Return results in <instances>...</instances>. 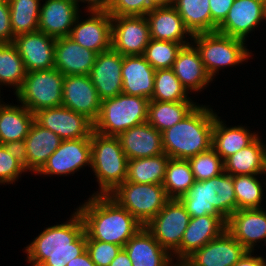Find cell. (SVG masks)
<instances>
[{"instance_id":"1","label":"cell","mask_w":266,"mask_h":266,"mask_svg":"<svg viewBox=\"0 0 266 266\" xmlns=\"http://www.w3.org/2000/svg\"><path fill=\"white\" fill-rule=\"evenodd\" d=\"M84 222L86 239L124 247L143 225L109 195L92 194L77 209Z\"/></svg>"},{"instance_id":"2","label":"cell","mask_w":266,"mask_h":266,"mask_svg":"<svg viewBox=\"0 0 266 266\" xmlns=\"http://www.w3.org/2000/svg\"><path fill=\"white\" fill-rule=\"evenodd\" d=\"M86 251V232L76 210L66 223L47 227L25 248L32 266H67Z\"/></svg>"},{"instance_id":"3","label":"cell","mask_w":266,"mask_h":266,"mask_svg":"<svg viewBox=\"0 0 266 266\" xmlns=\"http://www.w3.org/2000/svg\"><path fill=\"white\" fill-rule=\"evenodd\" d=\"M216 112L197 105L180 122L162 132L163 151L170 158L187 160L212 147Z\"/></svg>"},{"instance_id":"4","label":"cell","mask_w":266,"mask_h":266,"mask_svg":"<svg viewBox=\"0 0 266 266\" xmlns=\"http://www.w3.org/2000/svg\"><path fill=\"white\" fill-rule=\"evenodd\" d=\"M191 218L212 215L227 220L237 211L233 176L221 173L193 186L178 199Z\"/></svg>"},{"instance_id":"5","label":"cell","mask_w":266,"mask_h":266,"mask_svg":"<svg viewBox=\"0 0 266 266\" xmlns=\"http://www.w3.org/2000/svg\"><path fill=\"white\" fill-rule=\"evenodd\" d=\"M128 158L117 136L91 134V168L95 173L99 191L93 194L108 195L125 182Z\"/></svg>"},{"instance_id":"6","label":"cell","mask_w":266,"mask_h":266,"mask_svg":"<svg viewBox=\"0 0 266 266\" xmlns=\"http://www.w3.org/2000/svg\"><path fill=\"white\" fill-rule=\"evenodd\" d=\"M149 99L126 94L104 99L100 113L94 122V131L106 136L120 133L146 123L148 120Z\"/></svg>"},{"instance_id":"7","label":"cell","mask_w":266,"mask_h":266,"mask_svg":"<svg viewBox=\"0 0 266 266\" xmlns=\"http://www.w3.org/2000/svg\"><path fill=\"white\" fill-rule=\"evenodd\" d=\"M198 50L208 75L214 79L219 69L239 65L252 55L245 41L219 32L194 34L190 41ZM196 44V45H195ZM223 67V68H222Z\"/></svg>"},{"instance_id":"8","label":"cell","mask_w":266,"mask_h":266,"mask_svg":"<svg viewBox=\"0 0 266 266\" xmlns=\"http://www.w3.org/2000/svg\"><path fill=\"white\" fill-rule=\"evenodd\" d=\"M108 195L144 227L170 200L161 184H139L128 181L119 184Z\"/></svg>"},{"instance_id":"9","label":"cell","mask_w":266,"mask_h":266,"mask_svg":"<svg viewBox=\"0 0 266 266\" xmlns=\"http://www.w3.org/2000/svg\"><path fill=\"white\" fill-rule=\"evenodd\" d=\"M64 77L55 67L27 72L16 98L33 114L41 109L61 106Z\"/></svg>"},{"instance_id":"10","label":"cell","mask_w":266,"mask_h":266,"mask_svg":"<svg viewBox=\"0 0 266 266\" xmlns=\"http://www.w3.org/2000/svg\"><path fill=\"white\" fill-rule=\"evenodd\" d=\"M190 219L191 216L182 203L177 199H170L145 228L172 255L180 247Z\"/></svg>"},{"instance_id":"11","label":"cell","mask_w":266,"mask_h":266,"mask_svg":"<svg viewBox=\"0 0 266 266\" xmlns=\"http://www.w3.org/2000/svg\"><path fill=\"white\" fill-rule=\"evenodd\" d=\"M34 121L62 140L91 138L94 123L86 116L61 105L34 113Z\"/></svg>"},{"instance_id":"12","label":"cell","mask_w":266,"mask_h":266,"mask_svg":"<svg viewBox=\"0 0 266 266\" xmlns=\"http://www.w3.org/2000/svg\"><path fill=\"white\" fill-rule=\"evenodd\" d=\"M111 48L122 56L143 55L150 40L146 16H111Z\"/></svg>"},{"instance_id":"13","label":"cell","mask_w":266,"mask_h":266,"mask_svg":"<svg viewBox=\"0 0 266 266\" xmlns=\"http://www.w3.org/2000/svg\"><path fill=\"white\" fill-rule=\"evenodd\" d=\"M91 166V138L62 140L57 150L36 172L38 175H70Z\"/></svg>"},{"instance_id":"14","label":"cell","mask_w":266,"mask_h":266,"mask_svg":"<svg viewBox=\"0 0 266 266\" xmlns=\"http://www.w3.org/2000/svg\"><path fill=\"white\" fill-rule=\"evenodd\" d=\"M87 19L77 17L69 35L82 47L95 53L111 49L112 21L106 10H90Z\"/></svg>"},{"instance_id":"15","label":"cell","mask_w":266,"mask_h":266,"mask_svg":"<svg viewBox=\"0 0 266 266\" xmlns=\"http://www.w3.org/2000/svg\"><path fill=\"white\" fill-rule=\"evenodd\" d=\"M263 20L266 21V0H234L217 32L246 41Z\"/></svg>"},{"instance_id":"16","label":"cell","mask_w":266,"mask_h":266,"mask_svg":"<svg viewBox=\"0 0 266 266\" xmlns=\"http://www.w3.org/2000/svg\"><path fill=\"white\" fill-rule=\"evenodd\" d=\"M247 251L225 230L218 238L195 250L182 264L184 266H233Z\"/></svg>"},{"instance_id":"17","label":"cell","mask_w":266,"mask_h":266,"mask_svg":"<svg viewBox=\"0 0 266 266\" xmlns=\"http://www.w3.org/2000/svg\"><path fill=\"white\" fill-rule=\"evenodd\" d=\"M102 100L89 75L64 77L62 105L86 116L93 123L97 120Z\"/></svg>"},{"instance_id":"18","label":"cell","mask_w":266,"mask_h":266,"mask_svg":"<svg viewBox=\"0 0 266 266\" xmlns=\"http://www.w3.org/2000/svg\"><path fill=\"white\" fill-rule=\"evenodd\" d=\"M55 40L56 38L38 30L17 35L12 43L19 52L26 71L30 72L54 68Z\"/></svg>"},{"instance_id":"19","label":"cell","mask_w":266,"mask_h":266,"mask_svg":"<svg viewBox=\"0 0 266 266\" xmlns=\"http://www.w3.org/2000/svg\"><path fill=\"white\" fill-rule=\"evenodd\" d=\"M225 230L226 220L223 217L204 215L191 218L180 247L172 254V257L176 258V263H182L195 250L218 238Z\"/></svg>"},{"instance_id":"20","label":"cell","mask_w":266,"mask_h":266,"mask_svg":"<svg viewBox=\"0 0 266 266\" xmlns=\"http://www.w3.org/2000/svg\"><path fill=\"white\" fill-rule=\"evenodd\" d=\"M240 209L226 220V230L248 251H253L257 242L266 244V210Z\"/></svg>"},{"instance_id":"21","label":"cell","mask_w":266,"mask_h":266,"mask_svg":"<svg viewBox=\"0 0 266 266\" xmlns=\"http://www.w3.org/2000/svg\"><path fill=\"white\" fill-rule=\"evenodd\" d=\"M122 64L123 56L112 48L97 54L89 77L101 100L122 93Z\"/></svg>"},{"instance_id":"22","label":"cell","mask_w":266,"mask_h":266,"mask_svg":"<svg viewBox=\"0 0 266 266\" xmlns=\"http://www.w3.org/2000/svg\"><path fill=\"white\" fill-rule=\"evenodd\" d=\"M61 141L62 139L58 135L34 121L20 147L24 168L36 174L57 150Z\"/></svg>"},{"instance_id":"23","label":"cell","mask_w":266,"mask_h":266,"mask_svg":"<svg viewBox=\"0 0 266 266\" xmlns=\"http://www.w3.org/2000/svg\"><path fill=\"white\" fill-rule=\"evenodd\" d=\"M79 7L72 0H46L40 6L38 30L54 38L69 36Z\"/></svg>"},{"instance_id":"24","label":"cell","mask_w":266,"mask_h":266,"mask_svg":"<svg viewBox=\"0 0 266 266\" xmlns=\"http://www.w3.org/2000/svg\"><path fill=\"white\" fill-rule=\"evenodd\" d=\"M97 53L82 47L69 36L56 38L54 67L64 76L89 75Z\"/></svg>"},{"instance_id":"25","label":"cell","mask_w":266,"mask_h":266,"mask_svg":"<svg viewBox=\"0 0 266 266\" xmlns=\"http://www.w3.org/2000/svg\"><path fill=\"white\" fill-rule=\"evenodd\" d=\"M155 69L143 55L123 56L122 93L151 99Z\"/></svg>"},{"instance_id":"26","label":"cell","mask_w":266,"mask_h":266,"mask_svg":"<svg viewBox=\"0 0 266 266\" xmlns=\"http://www.w3.org/2000/svg\"><path fill=\"white\" fill-rule=\"evenodd\" d=\"M128 160L163 154L162 133L148 122L132 127L118 136Z\"/></svg>"},{"instance_id":"27","label":"cell","mask_w":266,"mask_h":266,"mask_svg":"<svg viewBox=\"0 0 266 266\" xmlns=\"http://www.w3.org/2000/svg\"><path fill=\"white\" fill-rule=\"evenodd\" d=\"M132 266H174L172 255L143 226L123 247Z\"/></svg>"},{"instance_id":"28","label":"cell","mask_w":266,"mask_h":266,"mask_svg":"<svg viewBox=\"0 0 266 266\" xmlns=\"http://www.w3.org/2000/svg\"><path fill=\"white\" fill-rule=\"evenodd\" d=\"M145 16L149 23L150 39L177 42L184 46L193 43L185 40L186 36L193 35L173 6L154 7Z\"/></svg>"},{"instance_id":"29","label":"cell","mask_w":266,"mask_h":266,"mask_svg":"<svg viewBox=\"0 0 266 266\" xmlns=\"http://www.w3.org/2000/svg\"><path fill=\"white\" fill-rule=\"evenodd\" d=\"M172 70L187 92L189 90L191 93L192 91L200 92L213 81L205 70L198 50L192 43L181 48Z\"/></svg>"},{"instance_id":"30","label":"cell","mask_w":266,"mask_h":266,"mask_svg":"<svg viewBox=\"0 0 266 266\" xmlns=\"http://www.w3.org/2000/svg\"><path fill=\"white\" fill-rule=\"evenodd\" d=\"M34 122L25 106L2 104L0 100V144L21 147Z\"/></svg>"},{"instance_id":"31","label":"cell","mask_w":266,"mask_h":266,"mask_svg":"<svg viewBox=\"0 0 266 266\" xmlns=\"http://www.w3.org/2000/svg\"><path fill=\"white\" fill-rule=\"evenodd\" d=\"M258 134L250 133L245 126L227 127L218 115L212 130V148L225 161L241 149L251 144Z\"/></svg>"},{"instance_id":"32","label":"cell","mask_w":266,"mask_h":266,"mask_svg":"<svg viewBox=\"0 0 266 266\" xmlns=\"http://www.w3.org/2000/svg\"><path fill=\"white\" fill-rule=\"evenodd\" d=\"M260 137L228 157L224 161V172L232 176L266 175V144L262 143ZM264 184L266 186V183Z\"/></svg>"},{"instance_id":"33","label":"cell","mask_w":266,"mask_h":266,"mask_svg":"<svg viewBox=\"0 0 266 266\" xmlns=\"http://www.w3.org/2000/svg\"><path fill=\"white\" fill-rule=\"evenodd\" d=\"M198 104L193 101H154L148 104L147 122L160 133L180 122Z\"/></svg>"},{"instance_id":"34","label":"cell","mask_w":266,"mask_h":266,"mask_svg":"<svg viewBox=\"0 0 266 266\" xmlns=\"http://www.w3.org/2000/svg\"><path fill=\"white\" fill-rule=\"evenodd\" d=\"M169 159L170 157L163 153L157 156L128 160L125 181L162 185Z\"/></svg>"},{"instance_id":"35","label":"cell","mask_w":266,"mask_h":266,"mask_svg":"<svg viewBox=\"0 0 266 266\" xmlns=\"http://www.w3.org/2000/svg\"><path fill=\"white\" fill-rule=\"evenodd\" d=\"M173 7L192 35L212 32L209 0H175Z\"/></svg>"},{"instance_id":"36","label":"cell","mask_w":266,"mask_h":266,"mask_svg":"<svg viewBox=\"0 0 266 266\" xmlns=\"http://www.w3.org/2000/svg\"><path fill=\"white\" fill-rule=\"evenodd\" d=\"M26 73L24 62L15 45L0 44V85L13 86L16 94L23 85Z\"/></svg>"},{"instance_id":"37","label":"cell","mask_w":266,"mask_h":266,"mask_svg":"<svg viewBox=\"0 0 266 266\" xmlns=\"http://www.w3.org/2000/svg\"><path fill=\"white\" fill-rule=\"evenodd\" d=\"M41 0H8L13 36L38 31Z\"/></svg>"},{"instance_id":"38","label":"cell","mask_w":266,"mask_h":266,"mask_svg":"<svg viewBox=\"0 0 266 266\" xmlns=\"http://www.w3.org/2000/svg\"><path fill=\"white\" fill-rule=\"evenodd\" d=\"M190 164L184 159L170 158L167 163L163 187L169 199H179L194 184Z\"/></svg>"},{"instance_id":"39","label":"cell","mask_w":266,"mask_h":266,"mask_svg":"<svg viewBox=\"0 0 266 266\" xmlns=\"http://www.w3.org/2000/svg\"><path fill=\"white\" fill-rule=\"evenodd\" d=\"M188 94L189 92L182 86L172 68L155 71L153 95L150 100L167 102L192 101Z\"/></svg>"},{"instance_id":"40","label":"cell","mask_w":266,"mask_h":266,"mask_svg":"<svg viewBox=\"0 0 266 266\" xmlns=\"http://www.w3.org/2000/svg\"><path fill=\"white\" fill-rule=\"evenodd\" d=\"M258 175H236L233 176V184L236 196L237 210L240 209H262L263 200L262 182Z\"/></svg>"},{"instance_id":"41","label":"cell","mask_w":266,"mask_h":266,"mask_svg":"<svg viewBox=\"0 0 266 266\" xmlns=\"http://www.w3.org/2000/svg\"><path fill=\"white\" fill-rule=\"evenodd\" d=\"M183 46L177 42L150 39L143 56L155 70L172 68Z\"/></svg>"},{"instance_id":"42","label":"cell","mask_w":266,"mask_h":266,"mask_svg":"<svg viewBox=\"0 0 266 266\" xmlns=\"http://www.w3.org/2000/svg\"><path fill=\"white\" fill-rule=\"evenodd\" d=\"M187 161L196 181H205L224 172V161L212 147Z\"/></svg>"},{"instance_id":"43","label":"cell","mask_w":266,"mask_h":266,"mask_svg":"<svg viewBox=\"0 0 266 266\" xmlns=\"http://www.w3.org/2000/svg\"><path fill=\"white\" fill-rule=\"evenodd\" d=\"M23 172L21 148L0 144V184H13Z\"/></svg>"},{"instance_id":"44","label":"cell","mask_w":266,"mask_h":266,"mask_svg":"<svg viewBox=\"0 0 266 266\" xmlns=\"http://www.w3.org/2000/svg\"><path fill=\"white\" fill-rule=\"evenodd\" d=\"M122 248L117 244L86 239V250L96 266H109Z\"/></svg>"},{"instance_id":"45","label":"cell","mask_w":266,"mask_h":266,"mask_svg":"<svg viewBox=\"0 0 266 266\" xmlns=\"http://www.w3.org/2000/svg\"><path fill=\"white\" fill-rule=\"evenodd\" d=\"M152 8L148 0H110L106 11L111 16H145Z\"/></svg>"},{"instance_id":"46","label":"cell","mask_w":266,"mask_h":266,"mask_svg":"<svg viewBox=\"0 0 266 266\" xmlns=\"http://www.w3.org/2000/svg\"><path fill=\"white\" fill-rule=\"evenodd\" d=\"M13 40L9 3L8 0H0V44L12 43Z\"/></svg>"},{"instance_id":"47","label":"cell","mask_w":266,"mask_h":266,"mask_svg":"<svg viewBox=\"0 0 266 266\" xmlns=\"http://www.w3.org/2000/svg\"><path fill=\"white\" fill-rule=\"evenodd\" d=\"M234 0H209L212 16V32L217 31V27L224 21Z\"/></svg>"},{"instance_id":"48","label":"cell","mask_w":266,"mask_h":266,"mask_svg":"<svg viewBox=\"0 0 266 266\" xmlns=\"http://www.w3.org/2000/svg\"><path fill=\"white\" fill-rule=\"evenodd\" d=\"M252 255H254L253 251H247L233 266H266V258Z\"/></svg>"},{"instance_id":"49","label":"cell","mask_w":266,"mask_h":266,"mask_svg":"<svg viewBox=\"0 0 266 266\" xmlns=\"http://www.w3.org/2000/svg\"><path fill=\"white\" fill-rule=\"evenodd\" d=\"M74 3H76L77 5H79L78 3L83 2L86 3L87 2V11L90 10H107V8L109 7V3L110 0H72Z\"/></svg>"},{"instance_id":"50","label":"cell","mask_w":266,"mask_h":266,"mask_svg":"<svg viewBox=\"0 0 266 266\" xmlns=\"http://www.w3.org/2000/svg\"><path fill=\"white\" fill-rule=\"evenodd\" d=\"M67 266H96V265L91 260V257L88 251L86 250L83 254L73 258L71 262H68Z\"/></svg>"},{"instance_id":"51","label":"cell","mask_w":266,"mask_h":266,"mask_svg":"<svg viewBox=\"0 0 266 266\" xmlns=\"http://www.w3.org/2000/svg\"><path fill=\"white\" fill-rule=\"evenodd\" d=\"M109 266H132V261L130 260L125 249L122 248L114 260L109 264Z\"/></svg>"},{"instance_id":"52","label":"cell","mask_w":266,"mask_h":266,"mask_svg":"<svg viewBox=\"0 0 266 266\" xmlns=\"http://www.w3.org/2000/svg\"><path fill=\"white\" fill-rule=\"evenodd\" d=\"M175 0H148V3L154 7H168L173 6Z\"/></svg>"},{"instance_id":"53","label":"cell","mask_w":266,"mask_h":266,"mask_svg":"<svg viewBox=\"0 0 266 266\" xmlns=\"http://www.w3.org/2000/svg\"><path fill=\"white\" fill-rule=\"evenodd\" d=\"M174 266H184L182 263H176Z\"/></svg>"}]
</instances>
